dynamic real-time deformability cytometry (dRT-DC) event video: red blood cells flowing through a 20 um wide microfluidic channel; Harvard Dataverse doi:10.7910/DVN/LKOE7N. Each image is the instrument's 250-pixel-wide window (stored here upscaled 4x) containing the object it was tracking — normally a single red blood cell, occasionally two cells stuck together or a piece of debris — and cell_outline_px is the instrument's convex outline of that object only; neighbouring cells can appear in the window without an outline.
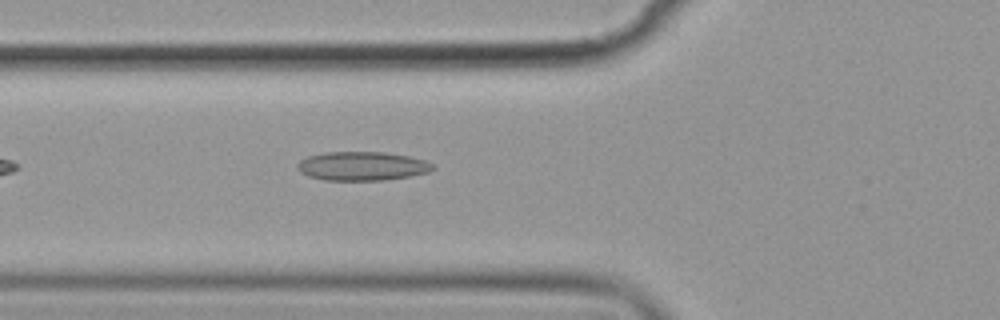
{"species": "common noctule bat (a hibernating species)", "species_latin": "Nyctalus noctula", "temperature_condition": "cold", "stored_images_in_passage": 6, "camera_frame_rate_fps": 3000, "um_per_image_px": 0.085, "animal": {"sex": "female", "body_mass_g": 19.9}, "frame": {"image": 1, "passage_image": 6, "time_ms": 6.667, "image_size_px": [1000, 320], "cell_outline_px": [[436, 168], [428, 172], [408, 176], [380, 180], [324, 180], [308, 176], [300, 172], [296, 168], [296, 164], [300, 160], [308, 156], [324, 152], [384, 152], [408, 156], [424, 160], [432, 164]], "centroid_in_image_um": [30.73, 14.11], "position_along_channel_um": 95.1, "area_um2": 22.72}}